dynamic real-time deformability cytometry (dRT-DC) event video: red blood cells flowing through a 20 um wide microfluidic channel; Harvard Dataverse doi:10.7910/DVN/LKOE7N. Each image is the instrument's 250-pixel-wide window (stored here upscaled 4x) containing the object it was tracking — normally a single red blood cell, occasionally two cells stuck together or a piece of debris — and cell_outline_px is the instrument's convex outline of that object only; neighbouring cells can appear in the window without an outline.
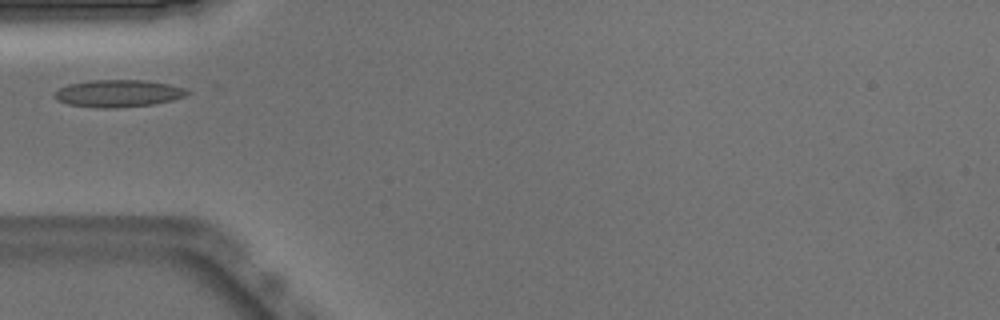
{"species": "Egyptian fruit bat (a non-hibernating species)", "species_latin": "Rousettus aegyptiacus", "temperature_condition": "warm", "stored_images_in_passage": 36, "camera_frame_rate_fps": 3000, "um_per_image_px": 0.085, "animal": {"sex": "male"}, "frame": {"image": 1, "passage_image": 1, "time_ms": 0.0, "image_size_px": [1000, 320], "cell_outline_px": [[192, 92], [188, 96], [172, 100], [152, 104], [116, 108], [96, 108], [68, 104], [56, 100], [52, 96], [60, 88], [68, 84], [92, 80], [144, 80], [168, 84], [184, 88]], "centroid_in_image_um": [10.06, 7.94], "position_along_channel_um": 74.9, "area_um2": 21.15}}
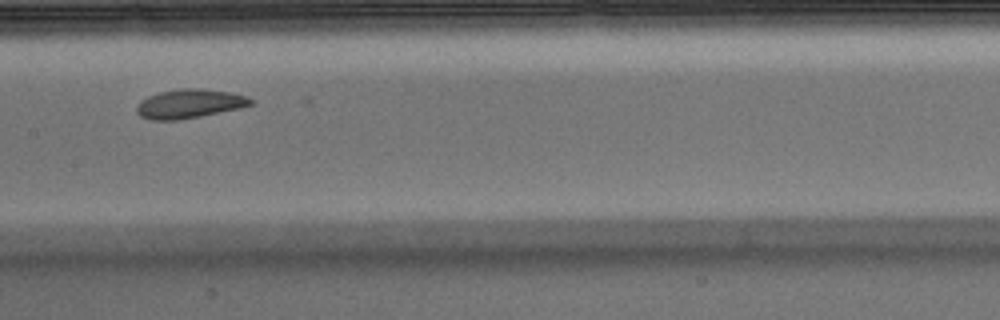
{"frame": {"image": 2, "passage_image": 10, "time_ms": 3.0, "image_size_px": [1000, 320], "cell_outline_px": [[252, 104], [240, 108], [200, 116], [176, 120], [148, 120], [140, 116], [136, 112], [136, 104], [140, 100], [148, 96], [160, 92], [184, 88], [192, 88], [232, 92], [248, 96], [252, 100]], "centroid_in_image_um": [16.07, 8.82], "position_along_channel_um": 191.3, "area_um2": 19.25}}
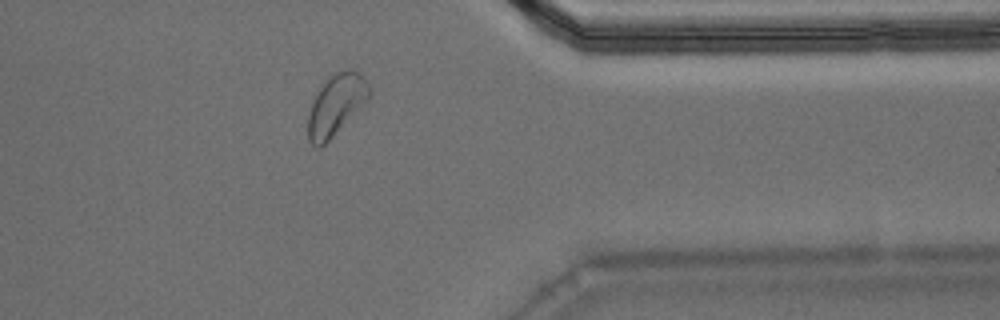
{"frame": {"image": 3, "passage_image": 26, "time_ms": 8.333, "image_size_px": [1000, 320], "cell_outline_px": [[368, 100], [320, 148], [316, 148], [308, 140], [308, 112], [320, 88], [328, 76], [344, 68], [352, 68], [364, 76], [368, 80]], "centroid_in_image_um": [28.56, 8.87], "position_along_channel_um": 382.8, "area_um2": 21.44}}